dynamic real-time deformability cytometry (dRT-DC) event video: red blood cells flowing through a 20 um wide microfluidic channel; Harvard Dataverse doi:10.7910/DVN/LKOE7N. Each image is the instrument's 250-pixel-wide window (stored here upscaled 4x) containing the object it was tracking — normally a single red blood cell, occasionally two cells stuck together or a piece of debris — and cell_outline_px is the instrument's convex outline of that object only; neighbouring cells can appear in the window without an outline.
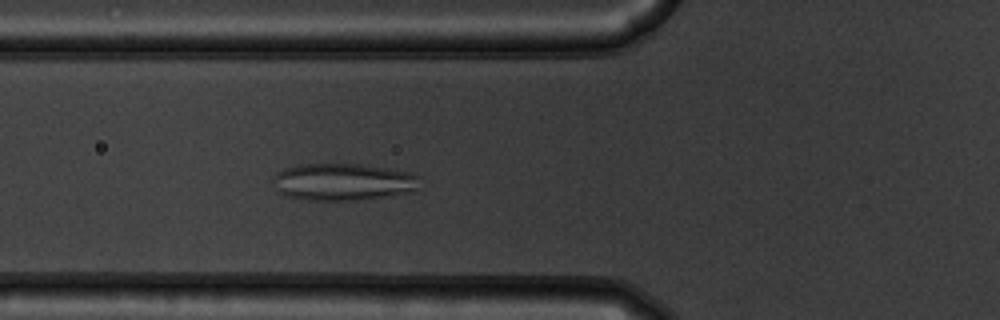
{"species": "common noctule bat (a hibernating species)", "species_latin": "Nyctalus noctula", "temperature_condition": "warm", "stored_images_in_passage": 41, "camera_frame_rate_fps": 3000, "um_per_image_px": 0.085, "animal": {"sex": "male", "body_mass_g": 19.5, "forearm_length_mm": 54.6}, "frame": {"image": 1, "passage_image": 10, "time_ms": 3.0, "image_size_px": [1000, 320], "cell_outline_px": [[420, 176], [416, 188], [412, 192], [384, 196], [348, 200], [304, 200], [284, 196], [276, 192], [272, 180], [272, 176], [276, 172], [284, 168], [300, 164], [360, 164], [388, 168], [412, 172]], "centroid_in_image_um": [29.09, 15.45], "position_along_channel_um": 96.7, "area_um2": 32.02}}
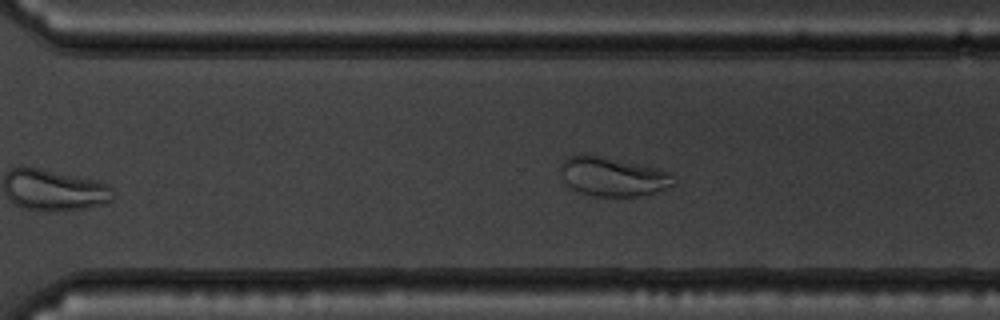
{"frame": {"image": 2, "passage_image": 28, "time_ms": 9.0, "image_size_px": [1000, 320], "cell_outline_px": [[676, 184], [656, 192], [640, 196], [592, 196], [580, 192], [572, 188], [564, 180], [560, 172], [560, 164], [568, 156], [576, 152], [588, 152], [660, 168], [672, 172]], "centroid_in_image_um": [52.09, 14.96], "position_along_channel_um": 318.5, "area_um2": 26.65}}
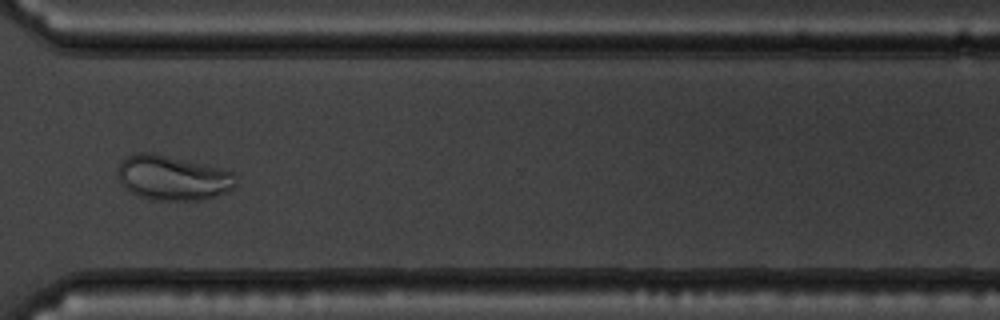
{"frame": {"image": 3, "passage_image": 31, "time_ms": 10.0, "image_size_px": [1000, 320], "cell_outline_px": [[236, 184], [228, 192], [204, 200], [156, 200], [140, 196], [128, 192], [120, 184], [116, 172], [116, 168], [120, 160], [136, 152], [152, 152], [224, 168], [232, 172], [236, 176]], "centroid_in_image_um": [14.65, 15.11], "position_along_channel_um": 355.9, "area_um2": 31.5}}